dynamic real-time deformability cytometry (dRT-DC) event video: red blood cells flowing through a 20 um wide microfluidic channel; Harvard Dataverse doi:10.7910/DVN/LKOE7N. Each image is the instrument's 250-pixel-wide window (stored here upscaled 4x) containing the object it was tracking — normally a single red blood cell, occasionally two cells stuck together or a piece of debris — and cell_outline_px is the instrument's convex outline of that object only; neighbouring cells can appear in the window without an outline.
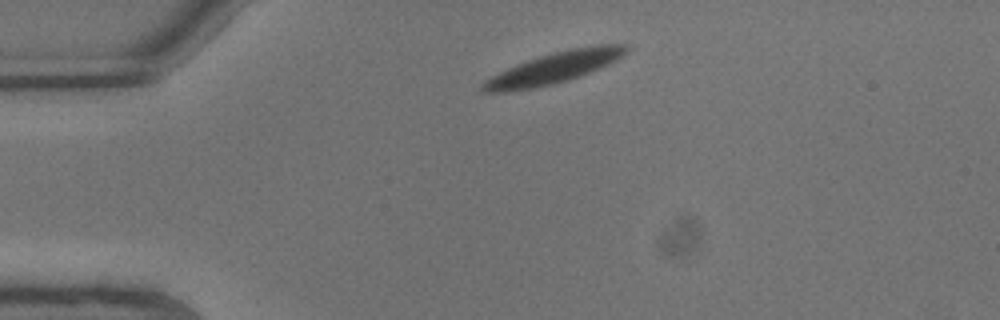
{"species": "common noctule bat (a hibernating species)", "species_latin": "Nyctalus noctula", "temperature_condition": "warm", "stored_images_in_passage": 7, "camera_frame_rate_fps": 3000, "um_per_image_px": 0.085, "animal": {"sex": "male", "body_mass_g": 13.3}, "frame": {"image": 1, "passage_image": 1, "time_ms": 0.0, "image_size_px": [1000, 320], "cell_outline_px": [[628, 52], [616, 60], [600, 68], [580, 76], [568, 80], [536, 88], [504, 92], [484, 92], [480, 88], [480, 84], [484, 80], [516, 64], [540, 56], [572, 48], [596, 44], [624, 44], [628, 48]], "centroid_in_image_um": [47.08, 5.77], "position_along_channel_um": 37.9, "area_um2": 25.89}}
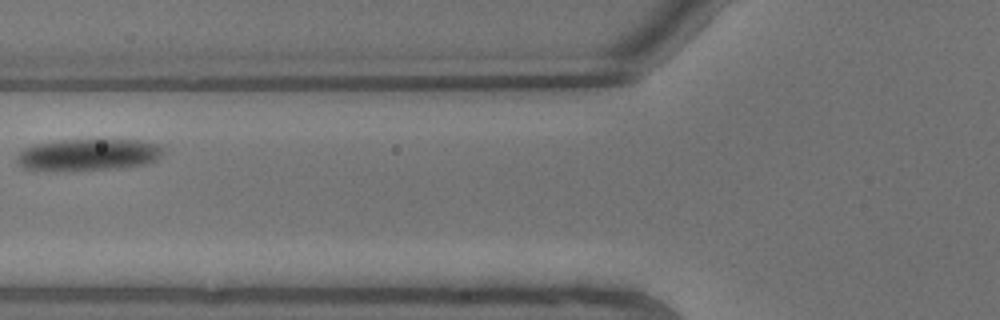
{"frame": {"image": 2, "passage_image": 5, "time_ms": 1.333, "image_size_px": [1000, 320], "cell_outline_px": [[164, 152], [156, 160], [148, 164], [116, 168], [24, 168], [16, 160], [16, 156], [24, 148], [32, 144], [60, 140], [140, 140], [160, 144], [164, 148]], "centroid_in_image_um": [7.6, 13.1], "position_along_channel_um": 118.2, "area_um2": 26.3}}
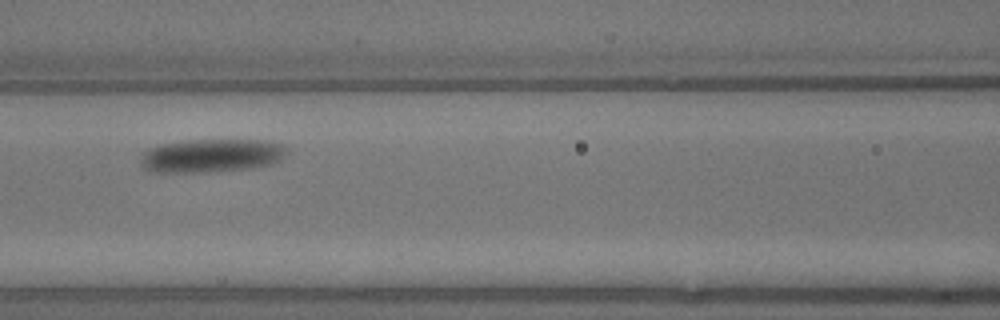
{"frame": {"image": 3, "passage_image": 6, "time_ms": 1.667, "image_size_px": [1000, 320], "cell_outline_px": [[288, 152], [280, 160], [272, 164], [252, 168], [212, 172], [148, 172], [140, 164], [140, 156], [148, 148], [160, 144], [188, 140], [260, 140], [280, 144], [288, 148]], "centroid_in_image_um": [17.94, 13.24], "position_along_channel_um": 148.7, "area_um2": 28.78}}